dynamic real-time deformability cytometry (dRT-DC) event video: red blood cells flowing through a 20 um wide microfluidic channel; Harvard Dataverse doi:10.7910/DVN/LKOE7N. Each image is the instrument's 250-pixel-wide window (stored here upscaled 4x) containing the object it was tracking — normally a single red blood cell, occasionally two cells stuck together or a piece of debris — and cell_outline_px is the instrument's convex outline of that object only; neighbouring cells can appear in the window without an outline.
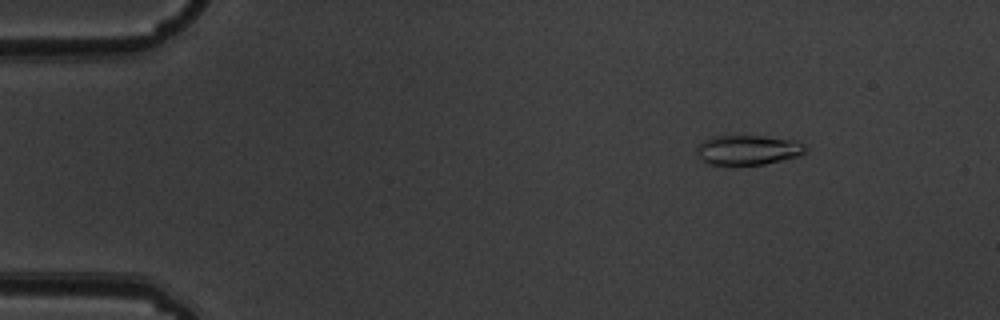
{"species": "common noctule bat (a hibernating species)", "species_latin": "Nyctalus noctula", "temperature_condition": "warm", "stored_images_in_passage": 4, "camera_frame_rate_fps": 3000, "um_per_image_px": 0.085, "animal": {"sex": "male", "body_mass_g": 19.5, "forearm_length_mm": 54.6}, "frame": {"image": 1, "passage_image": 2, "time_ms": 0.333, "image_size_px": [1000, 320], "cell_outline_px": [[808, 148], [800, 156], [764, 164], [708, 164], [696, 156], [696, 148], [704, 140], [712, 136], [764, 136], [796, 140], [804, 144]], "centroid_in_image_um": [63.59, 12.74], "position_along_channel_um": 21.4, "area_um2": 18.9}}